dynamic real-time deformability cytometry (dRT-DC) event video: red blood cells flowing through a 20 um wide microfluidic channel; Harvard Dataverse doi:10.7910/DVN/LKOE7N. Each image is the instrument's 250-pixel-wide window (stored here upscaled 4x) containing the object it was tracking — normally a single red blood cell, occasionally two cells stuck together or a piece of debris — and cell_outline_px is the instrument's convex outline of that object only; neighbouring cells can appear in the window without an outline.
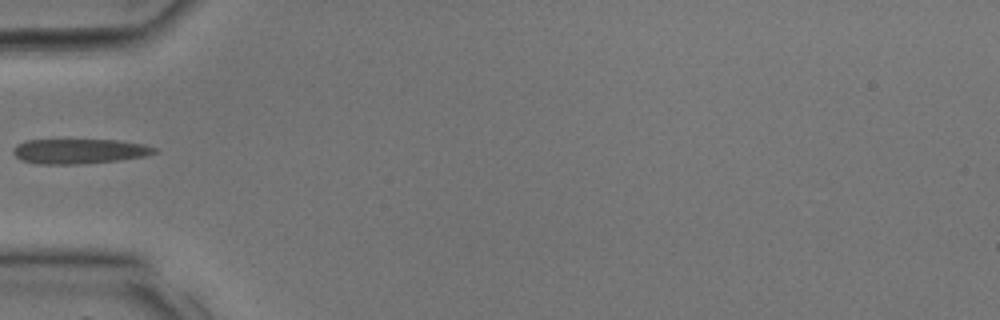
{"species": "common noctule bat (a hibernating species)", "species_latin": "Nyctalus noctula", "temperature_condition": "room temperature", "stored_images_in_passage": 2, "camera_frame_rate_fps": 3000, "um_per_image_px": 0.085, "animal": {"sex": "male", "body_mass_g": 17.9, "forearm_length_mm": 54.2}, "frame": {"image": 1, "passage_image": 1, "time_ms": 0.0, "image_size_px": [1000, 320], "cell_outline_px": [[160, 152], [148, 156], [116, 160], [80, 164], [40, 164], [20, 160], [12, 152], [12, 148], [16, 144], [28, 140], [120, 140], [144, 144], [156, 148]], "centroid_in_image_um": [6.76, 12.85], "position_along_channel_um": 78.2, "area_um2": 20.63}}